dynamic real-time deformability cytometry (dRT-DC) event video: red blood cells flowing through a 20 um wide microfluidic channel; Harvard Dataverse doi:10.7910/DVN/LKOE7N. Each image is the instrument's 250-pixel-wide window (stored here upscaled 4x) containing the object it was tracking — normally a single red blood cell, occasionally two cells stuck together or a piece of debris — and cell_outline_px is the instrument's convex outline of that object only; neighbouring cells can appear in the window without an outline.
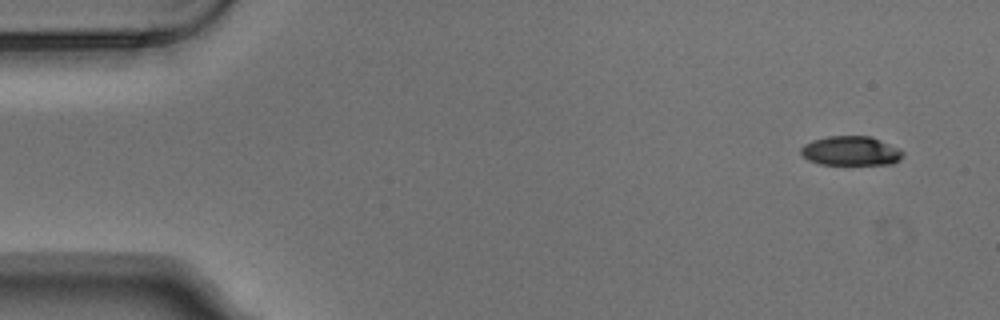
{"species": "Egyptian fruit bat (a non-hibernating species)", "species_latin": "Rousettus aegyptiacus", "temperature_condition": "warm", "stored_images_in_passage": 4, "camera_frame_rate_fps": 3000, "um_per_image_px": 0.085, "animal": {"sex": "male"}, "frame": {"image": 1, "passage_image": 1, "time_ms": 0.0, "image_size_px": [1000, 320], "cell_outline_px": [[904, 152], [900, 160], [892, 164], [820, 164], [808, 160], [800, 152], [800, 148], [804, 144], [812, 140], [828, 136], [872, 136], [900, 148]], "centroid_in_image_um": [72.34, 12.82], "position_along_channel_um": 12.7, "area_um2": 17.57}}
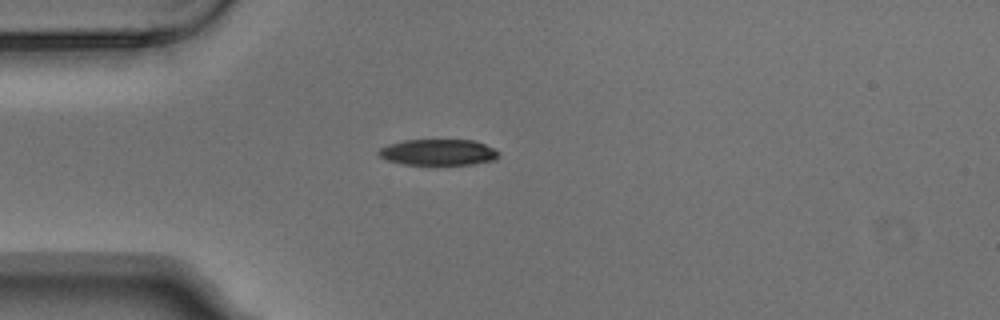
{"frame": {"image": 2, "passage_image": 4, "time_ms": 1.0, "image_size_px": [1000, 320], "cell_outline_px": [[500, 156], [496, 160], [472, 164], [400, 164], [388, 160], [380, 156], [376, 152], [380, 148], [388, 144], [404, 140], [472, 140], [484, 144], [500, 152]], "centroid_in_image_um": [37.25, 12.94], "position_along_channel_um": 47.7, "area_um2": 18.21}}